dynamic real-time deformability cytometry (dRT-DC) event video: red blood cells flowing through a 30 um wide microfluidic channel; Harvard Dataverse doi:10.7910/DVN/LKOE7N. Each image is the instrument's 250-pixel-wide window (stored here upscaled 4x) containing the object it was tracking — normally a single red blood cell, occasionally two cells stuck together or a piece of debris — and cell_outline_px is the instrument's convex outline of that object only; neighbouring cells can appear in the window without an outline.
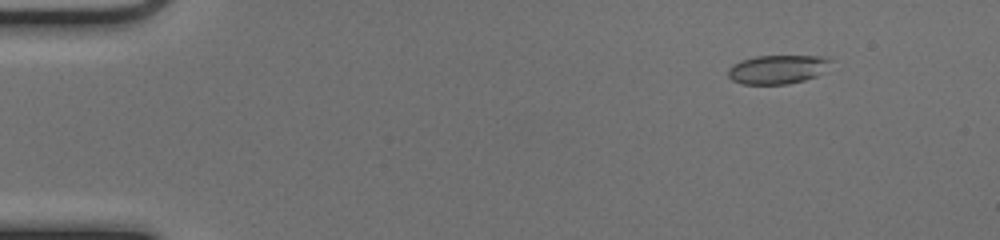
{"species": "common noctule bat (a hibernating species)", "species_latin": "Nyctalus noctula", "temperature_condition": "cold", "stored_images_in_passage": 49, "camera_frame_rate_fps": 3000, "um_per_image_px": 0.085, "animal": {"sex": "female", "body_mass_g": 17.0, "forearm_length_mm": 48.0}, "frame": {"image": 1, "passage_image": 3, "time_ms": 0.667, "image_size_px": [1000, 240], "cell_outline_px": [[836, 60], [816, 76], [804, 80], [788, 84], [740, 84], [732, 80], [728, 76], [728, 68], [732, 64], [740, 60], [756, 56], [824, 56]], "centroid_in_image_um": [66.09, 5.89], "position_along_channel_um": 18.9, "area_um2": 17.46}}
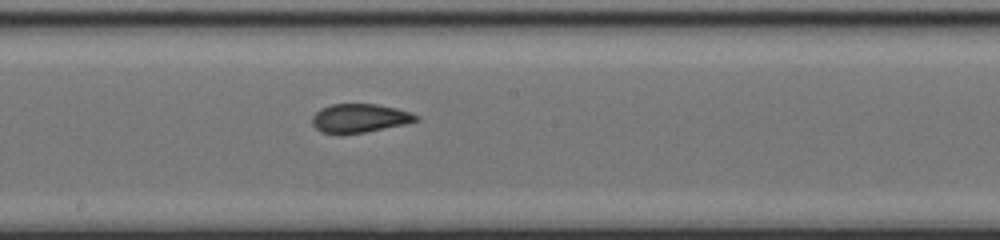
{"frame": {"image": 2, "passage_image": 26, "time_ms": 8.333, "image_size_px": [1000, 240], "cell_outline_px": [[420, 120], [404, 124], [364, 132], [340, 136], [320, 132], [312, 124], [312, 116], [320, 108], [332, 104], [376, 104], [396, 108], [412, 112], [420, 116]], "centroid_in_image_um": [30.54, 10.06], "position_along_channel_um": 217.7, "area_um2": 17.74}}
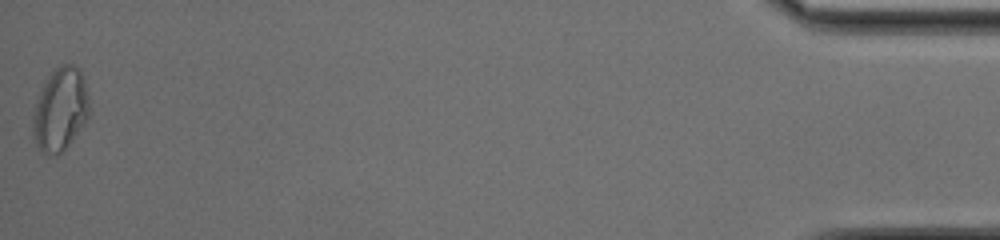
{"frame": {"image": 3, "passage_image": 49, "time_ms": 16.0, "image_size_px": [1000, 240], "cell_outline_px": [[88, 116], [84, 124], [64, 148], [56, 156], [48, 156], [36, 144], [32, 136], [32, 116], [36, 100], [44, 84], [52, 72], [56, 68], [64, 64], [72, 64], [80, 68], [84, 80], [88, 96]], "centroid_in_image_um": [5.1, 9.31], "position_along_channel_um": 430.1, "area_um2": 26.99}, "authors_computed_cell_mechanics": {"area_um2": 18.0336, "velocity_mm_per_s": 4.0083, "shape_relaxation_time_tau1_ms": null, "shape_relaxation_time_tau2_ms": 1.0703, "deformation_change_tau1": null, "deformation_change_tau2": 0.0403}}